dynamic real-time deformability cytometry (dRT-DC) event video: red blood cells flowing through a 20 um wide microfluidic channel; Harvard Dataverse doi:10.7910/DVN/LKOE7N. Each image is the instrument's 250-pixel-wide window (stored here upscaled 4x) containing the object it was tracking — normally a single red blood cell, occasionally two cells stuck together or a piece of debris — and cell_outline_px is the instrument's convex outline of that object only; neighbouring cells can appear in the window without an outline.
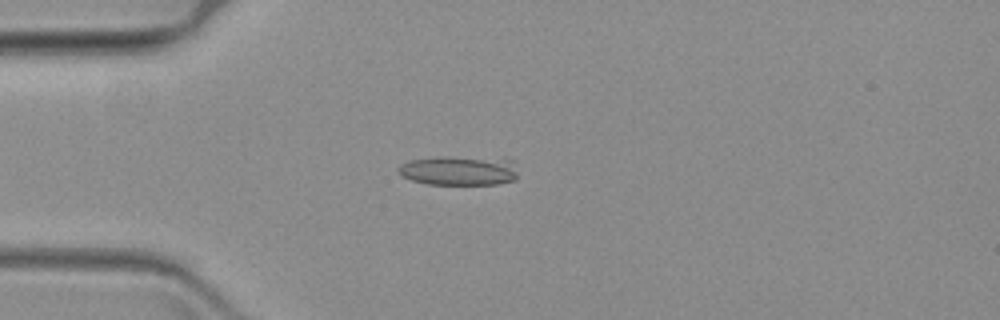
{"species": "common noctule bat (a hibernating species)", "species_latin": "Nyctalus noctula", "temperature_condition": "warm", "stored_images_in_passage": 4, "camera_frame_rate_fps": 3000, "um_per_image_px": 0.085, "animal": {"sex": "female", "body_mass_g": 19.3, "forearm_length_mm": 54.1}, "frame": {"image": 1, "passage_image": 1, "time_ms": 0.0, "image_size_px": [1000, 320], "cell_outline_px": [[516, 180], [496, 184], [428, 184], [412, 180], [400, 176], [396, 168], [400, 164], [412, 160], [444, 156], [448, 156], [512, 160], [516, 172]], "centroid_in_image_um": [38.97, 14.51], "position_along_channel_um": 46.0, "area_um2": 20.4}}